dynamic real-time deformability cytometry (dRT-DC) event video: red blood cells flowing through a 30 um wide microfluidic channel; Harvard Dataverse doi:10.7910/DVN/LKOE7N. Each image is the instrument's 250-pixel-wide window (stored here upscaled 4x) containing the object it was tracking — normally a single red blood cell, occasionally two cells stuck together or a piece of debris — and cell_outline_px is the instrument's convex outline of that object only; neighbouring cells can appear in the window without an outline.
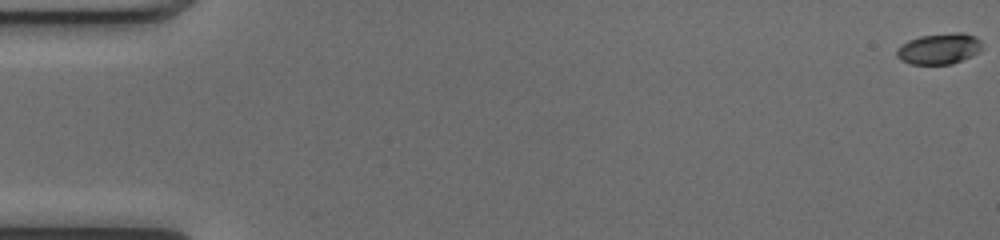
{"species": "common noctule bat (a hibernating species)", "species_latin": "Nyctalus noctula", "temperature_condition": "cold", "stored_images_in_passage": 53, "camera_frame_rate_fps": 3000, "um_per_image_px": 0.085, "animal": {"sex": "female", "body_mass_g": 17.0, "forearm_length_mm": 48.0}, "frame": {"image": 1, "passage_image": 1, "time_ms": 0.0, "image_size_px": [1000, 240], "cell_outline_px": [[984, 48], [980, 52], [972, 56], [952, 64], [912, 64], [900, 60], [896, 56], [896, 48], [900, 44], [908, 40], [920, 36], [956, 32], [964, 32], [976, 36], [980, 40]], "centroid_in_image_um": [79.85, 4.13], "position_along_channel_um": 5.2, "area_um2": 15.72}}
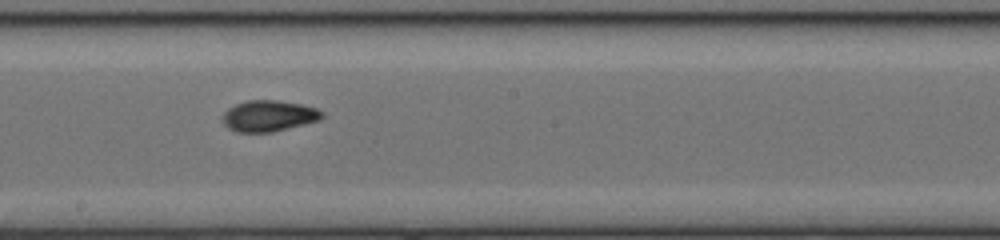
{"frame": {"image": 2, "passage_image": 30, "time_ms": 9.667, "image_size_px": [1000, 240], "cell_outline_px": [[324, 116], [320, 120], [272, 132], [236, 132], [228, 128], [224, 124], [224, 112], [228, 108], [236, 104], [248, 100], [276, 100], [300, 104], [316, 108], [324, 112]], "centroid_in_image_um": [22.86, 9.85], "position_along_channel_um": 225.3, "area_um2": 17.92}}
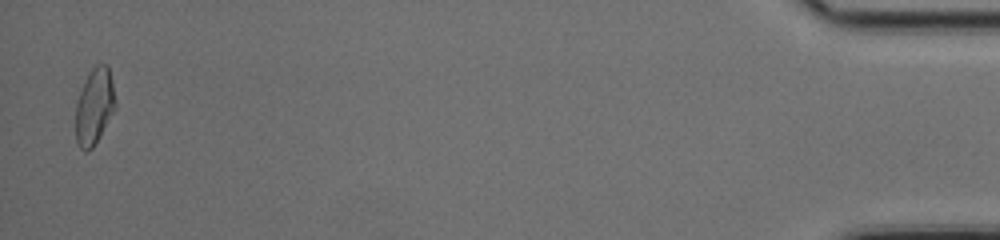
{"frame": {"image": 3, "passage_image": 52, "time_ms": 17.0, "image_size_px": [1000, 240], "cell_outline_px": [[116, 108], [92, 148], [88, 152], [84, 152], [80, 148], [76, 140], [76, 104], [80, 92], [92, 68], [96, 64], [108, 64], [116, 100]], "centroid_in_image_um": [8.03, 9.05], "position_along_channel_um": 427.2, "area_um2": 17.46}, "authors_computed_cell_mechanics": {"area_um2": 16.9354, "velocity_mm_per_s": 4.0443, "shape_relaxation_time_tau1_ms": 3.9627, "shape_relaxation_time_tau2_ms": 2.9371, "deformation_change_tau1": 0.1523, "deformation_change_tau2": 0.0829}}